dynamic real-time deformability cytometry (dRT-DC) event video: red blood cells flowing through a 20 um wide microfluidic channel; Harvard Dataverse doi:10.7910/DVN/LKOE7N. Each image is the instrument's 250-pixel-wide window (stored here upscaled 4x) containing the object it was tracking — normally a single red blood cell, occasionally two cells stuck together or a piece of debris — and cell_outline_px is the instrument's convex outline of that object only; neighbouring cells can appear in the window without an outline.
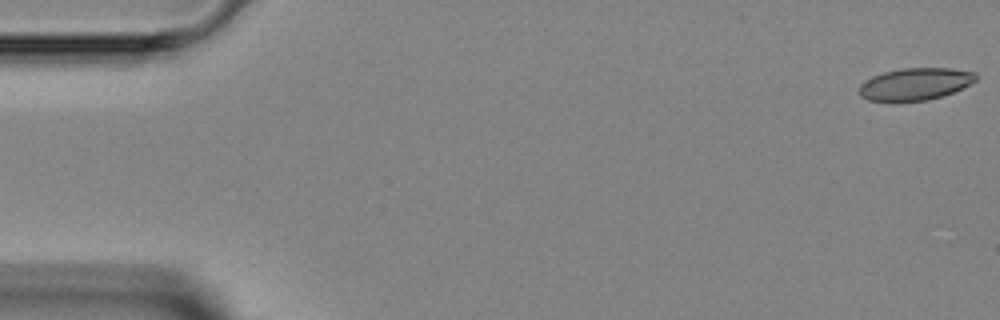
{"species": "Egyptian fruit bat (a non-hibernating species)", "species_latin": "Rousettus aegyptiacus", "temperature_condition": "room temperature", "stored_images_in_passage": 6, "camera_frame_rate_fps": 3000, "um_per_image_px": 0.085, "animal": {"sex": "female"}, "frame": {"image": 1, "passage_image": 1, "time_ms": 0.0, "image_size_px": [1000, 320], "cell_outline_px": [[976, 80], [952, 92], [928, 100], [868, 100], [860, 96], [860, 84], [864, 80], [872, 76], [884, 72], [900, 68], [952, 68], [976, 72]], "centroid_in_image_um": [77.77, 7.11], "position_along_channel_um": 7.2, "area_um2": 21.5}}
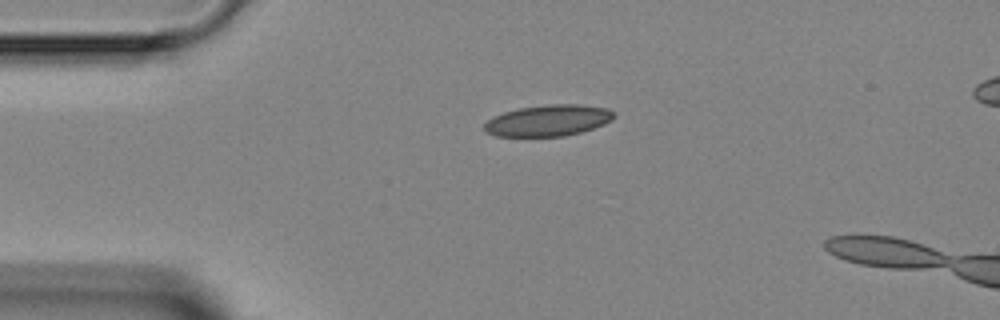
{"frame": {"image": 2, "passage_image": 4, "time_ms": 3.333, "image_size_px": [1000, 320], "cell_outline_px": [[612, 120], [604, 124], [580, 132], [564, 136], [496, 136], [484, 132], [484, 124], [488, 120], [504, 112], [520, 108], [548, 104], [580, 104], [608, 108], [612, 112]], "centroid_in_image_um": [46.58, 10.24], "position_along_channel_um": 38.4, "area_um2": 23.41}}